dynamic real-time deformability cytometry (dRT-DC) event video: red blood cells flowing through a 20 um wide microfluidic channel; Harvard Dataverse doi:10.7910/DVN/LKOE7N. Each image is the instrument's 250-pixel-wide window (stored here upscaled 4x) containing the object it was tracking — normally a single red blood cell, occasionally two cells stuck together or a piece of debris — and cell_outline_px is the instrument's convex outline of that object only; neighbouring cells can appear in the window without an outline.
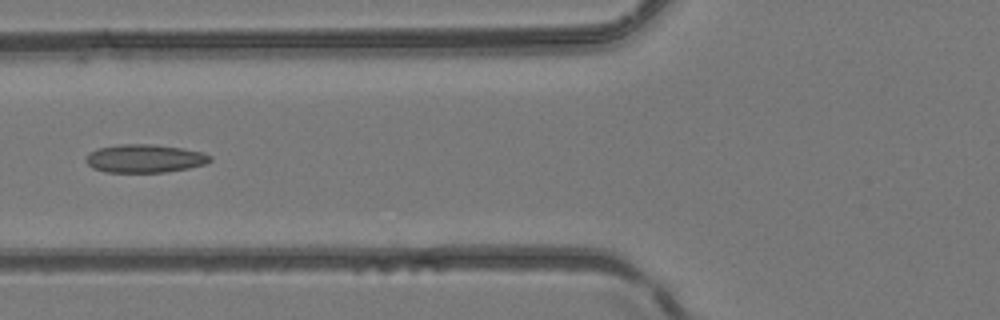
{"species": "common noctule bat (a hibernating species)", "species_latin": "Nyctalus noctula", "temperature_condition": "room temperature", "stored_images_in_passage": 5, "camera_frame_rate_fps": 3000, "um_per_image_px": 0.085, "animal": {"sex": "female", "body_mass_g": 24.6, "forearm_length_mm": 56.2}, "frame": {"image": 1, "passage_image": 5, "time_ms": 1.333, "image_size_px": [1000, 320], "cell_outline_px": [[212, 160], [208, 164], [188, 168], [164, 172], [104, 172], [92, 168], [84, 160], [88, 152], [96, 148], [116, 144], [152, 144], [180, 148], [204, 152], [212, 156]], "centroid_in_image_um": [12.28, 13.47], "position_along_channel_um": 113.5, "area_um2": 20.75}}